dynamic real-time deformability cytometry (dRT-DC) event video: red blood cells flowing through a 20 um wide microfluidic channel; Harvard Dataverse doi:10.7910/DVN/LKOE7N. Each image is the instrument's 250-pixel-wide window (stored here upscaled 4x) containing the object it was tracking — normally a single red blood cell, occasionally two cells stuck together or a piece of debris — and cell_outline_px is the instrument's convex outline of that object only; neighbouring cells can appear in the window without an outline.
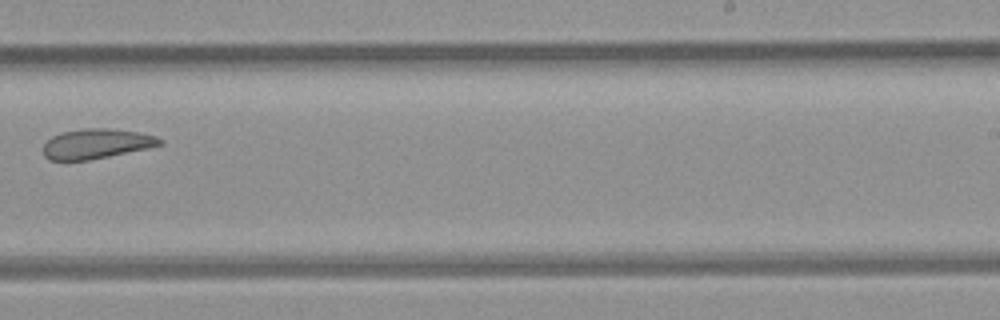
{"species": "common noctule bat (a hibernating species)", "species_latin": "Nyctalus noctula", "temperature_condition": "room temperature", "stored_images_in_passage": 16, "camera_frame_rate_fps": 3000, "um_per_image_px": 0.085, "animal": {"sex": "female", "body_mass_g": 21.9}, "frame": {"image": 1, "passage_image": 10, "time_ms": 11.333, "image_size_px": [1000, 320], "cell_outline_px": [[164, 144], [148, 148], [88, 160], [48, 160], [44, 156], [44, 144], [52, 136], [60, 132], [84, 128], [108, 128], [140, 132], [156, 136], [164, 140]], "centroid_in_image_um": [8.21, 12.21], "position_along_channel_um": 280.8, "area_um2": 20.35}}
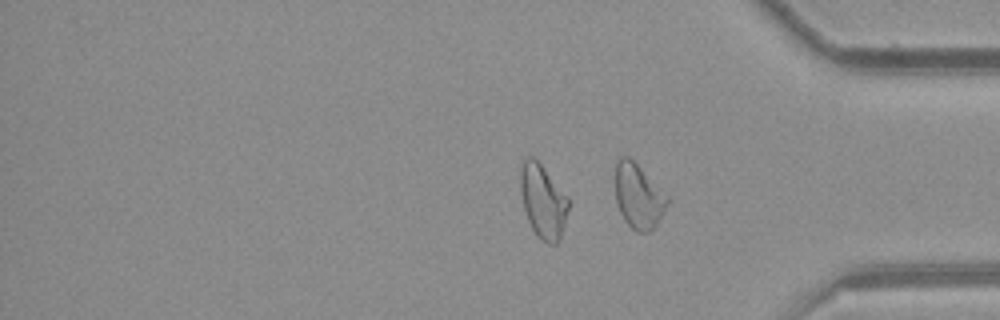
{"frame": {"image": 2, "passage_image": 16, "time_ms": 19.0, "image_size_px": [1000, 320], "cell_outline_px": [[668, 204], [656, 224], [648, 232], [636, 232], [624, 220], [616, 204], [616, 160], [620, 156], [628, 156], [668, 196]], "centroid_in_image_um": [54.24, 16.68], "position_along_channel_um": 381.0, "area_um2": 19.25}}